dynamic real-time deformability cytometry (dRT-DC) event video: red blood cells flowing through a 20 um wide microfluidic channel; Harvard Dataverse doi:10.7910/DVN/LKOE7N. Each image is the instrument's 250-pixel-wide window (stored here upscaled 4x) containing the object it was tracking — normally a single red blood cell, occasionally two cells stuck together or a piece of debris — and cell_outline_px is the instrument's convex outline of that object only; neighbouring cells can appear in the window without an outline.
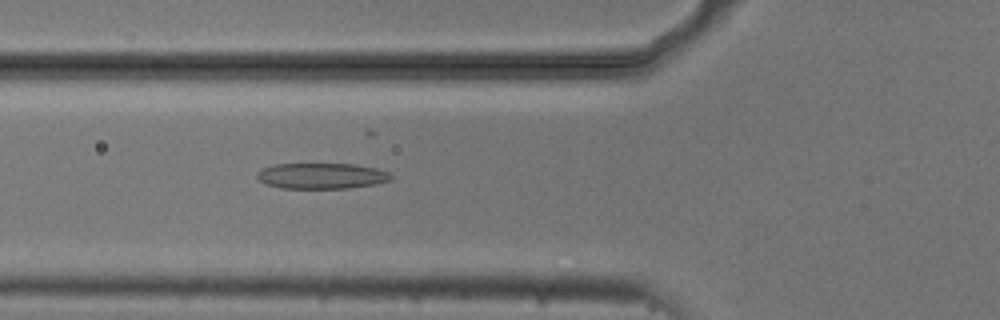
{"species": "common noctule bat (a hibernating species)", "species_latin": "Nyctalus noctula", "temperature_condition": "cold", "stored_images_in_passage": 6, "camera_frame_rate_fps": 3000, "um_per_image_px": 0.085, "animal": {"sex": "male", "body_mass_g": 20.5, "forearm_length_mm": 52.5}, "frame": {"image": 1, "passage_image": 6, "time_ms": 1.667, "image_size_px": [1000, 320], "cell_outline_px": [[392, 180], [376, 184], [348, 188], [280, 188], [268, 184], [260, 180], [256, 176], [256, 172], [260, 168], [276, 164], [356, 164], [376, 168], [392, 172]], "centroid_in_image_um": [27.37, 14.94], "position_along_channel_um": 98.4, "area_um2": 20.29}}